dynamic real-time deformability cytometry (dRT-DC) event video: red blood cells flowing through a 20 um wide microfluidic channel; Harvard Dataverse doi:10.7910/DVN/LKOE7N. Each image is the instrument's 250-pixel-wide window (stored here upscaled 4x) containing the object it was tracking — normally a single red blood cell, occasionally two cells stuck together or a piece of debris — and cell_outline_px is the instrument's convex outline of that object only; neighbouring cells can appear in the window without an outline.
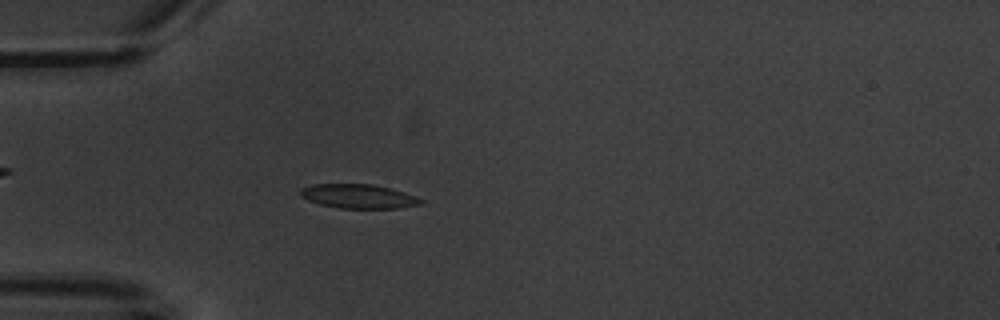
{"species": "common noctule bat (a hibernating species)", "species_latin": "Nyctalus noctula", "temperature_condition": "warm", "stored_images_in_passage": 5, "camera_frame_rate_fps": 3000, "um_per_image_px": 0.085, "animal": {"sex": "male", "body_mass_g": 20.1, "forearm_length_mm": 53.5}, "frame": {"image": 1, "passage_image": 5, "time_ms": 4.667, "image_size_px": [1000, 320], "cell_outline_px": [[424, 204], [400, 208], [340, 208], [320, 204], [308, 200], [300, 196], [300, 188], [312, 184], [372, 184], [404, 192], [416, 196], [424, 200]], "centroid_in_image_um": [30.48, 16.69], "position_along_channel_um": 54.5, "area_um2": 16.99}}